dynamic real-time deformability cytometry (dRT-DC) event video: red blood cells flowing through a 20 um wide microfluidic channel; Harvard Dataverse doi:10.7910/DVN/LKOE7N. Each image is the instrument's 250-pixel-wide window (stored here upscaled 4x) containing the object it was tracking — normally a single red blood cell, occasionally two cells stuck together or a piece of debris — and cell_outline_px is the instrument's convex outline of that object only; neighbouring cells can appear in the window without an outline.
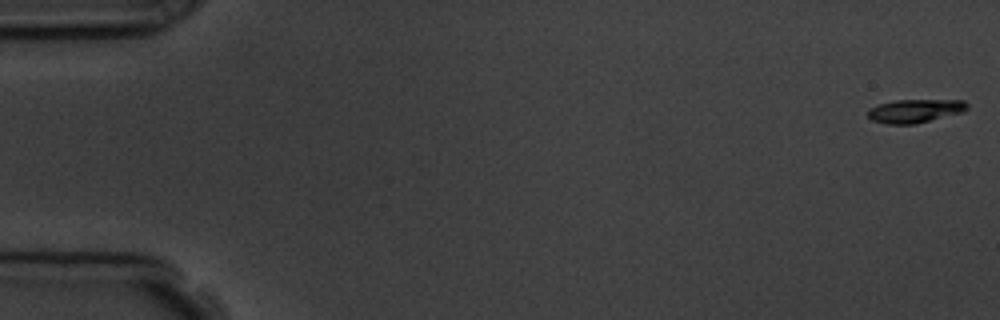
{"species": "common noctule bat (a hibernating species)", "species_latin": "Nyctalus noctula", "temperature_condition": "room temperature", "stored_images_in_passage": 6, "camera_frame_rate_fps": 3000, "um_per_image_px": 0.085, "animal": {"sex": "male", "body_mass_g": 19.5, "forearm_length_mm": 54.6}, "frame": {"image": 1, "passage_image": 1, "time_ms": 0.0, "image_size_px": [1000, 320], "cell_outline_px": [[968, 108], [964, 112], [916, 124], [888, 124], [872, 120], [868, 116], [868, 108], [880, 104], [896, 100], [964, 100], [968, 104]], "centroid_in_image_um": [77.8, 9.43], "position_along_channel_um": 7.2, "area_um2": 13.64}}
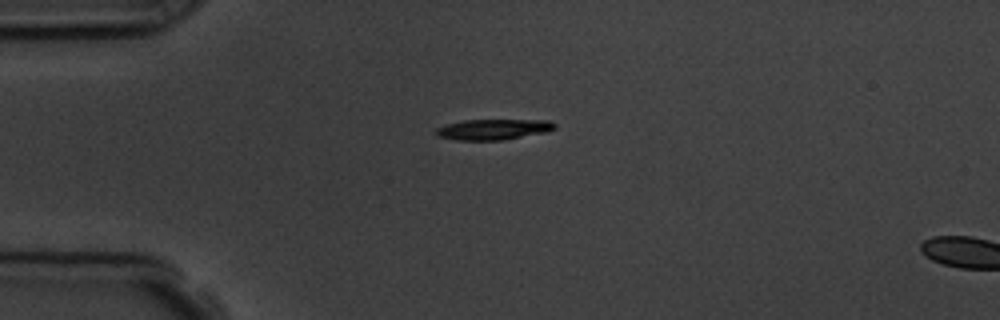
{"frame": {"image": 2, "passage_image": 5, "time_ms": 4.333, "image_size_px": [1000, 320], "cell_outline_px": [[556, 128], [544, 132], [500, 140], [456, 140], [436, 136], [436, 128], [448, 124], [464, 120], [548, 120], [556, 124]], "centroid_in_image_um": [41.9, 10.99], "position_along_channel_um": 43.1, "area_um2": 14.05}}